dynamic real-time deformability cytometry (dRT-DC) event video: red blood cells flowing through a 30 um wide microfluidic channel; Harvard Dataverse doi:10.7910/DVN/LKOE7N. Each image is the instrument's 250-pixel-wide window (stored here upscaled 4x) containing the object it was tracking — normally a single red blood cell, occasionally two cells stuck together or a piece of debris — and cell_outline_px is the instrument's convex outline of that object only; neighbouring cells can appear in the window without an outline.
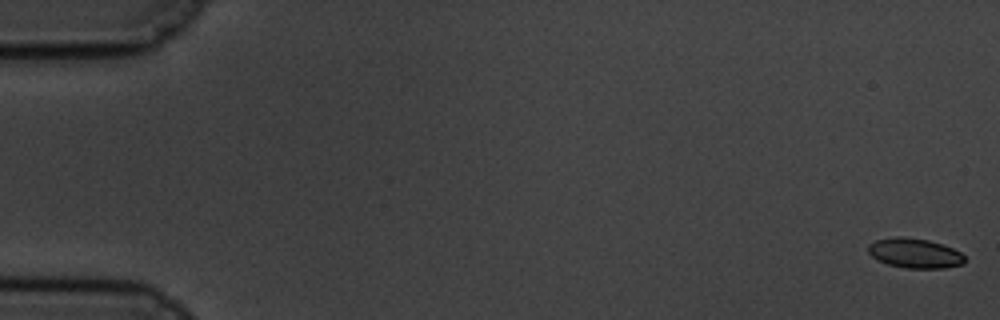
{"species": "common noctule bat (a hibernating species)", "species_latin": "Nyctalus noctula", "temperature_condition": "cold", "stored_images_in_passage": 60, "camera_frame_rate_fps": 3000, "um_per_image_px": 0.085, "animal": {"sex": "male", "body_mass_g": 19.5, "forearm_length_mm": 54.6}, "frame": {"image": 1, "passage_image": 1, "time_ms": 0.0, "image_size_px": [1000, 320], "cell_outline_px": [[964, 264], [944, 268], [904, 268], [888, 264], [872, 256], [868, 252], [868, 244], [876, 240], [896, 236], [900, 236], [928, 240], [952, 248], [960, 252], [964, 256]], "centroid_in_image_um": [77.75, 21.52], "position_along_channel_um": 7.3, "area_um2": 16.59}}
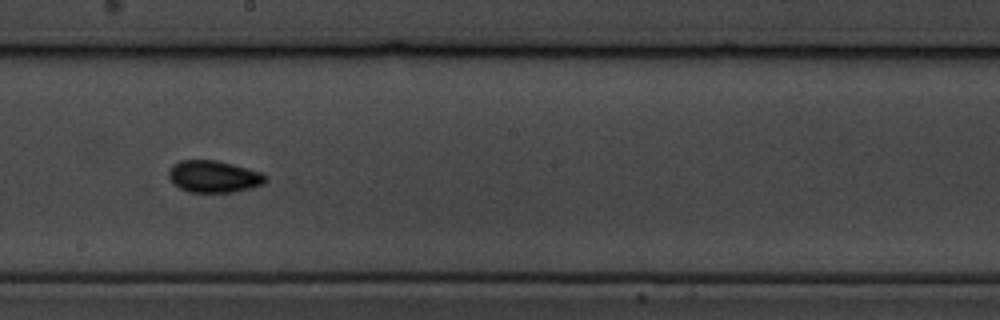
{"frame": {"image": 2, "passage_image": 34, "time_ms": 11.0, "image_size_px": [1000, 320], "cell_outline_px": [[268, 180], [264, 184], [252, 188], [232, 192], [188, 192], [172, 184], [168, 176], [168, 168], [172, 164], [180, 160], [216, 160], [264, 172], [268, 176]], "centroid_in_image_um": [18.18, 15.0], "position_along_channel_um": 230.0, "area_um2": 18.44}}
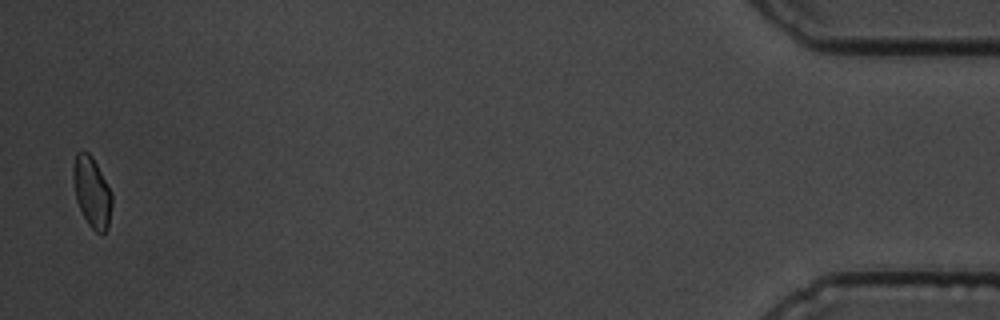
{"frame": {"image": 3, "passage_image": 59, "time_ms": 19.333, "image_size_px": [1000, 320], "cell_outline_px": [[112, 204], [108, 228], [104, 232], [96, 232], [88, 224], [76, 200], [72, 176], [72, 168], [76, 152], [80, 148], [88, 152], [92, 156], [112, 192]], "centroid_in_image_um": [7.8, 16.27], "position_along_channel_um": 427.4, "area_um2": 16.07}, "authors_computed_cell_mechanics": {"area_um2": 17.1666, "velocity_mm_per_s": 3.3937, "shape_relaxation_time_tau1_ms": 7.4303, "shape_relaxation_time_tau2_ms": 3.8942, "deformation_change_tau1": 0.1252, "deformation_change_tau2": 0.0629}}